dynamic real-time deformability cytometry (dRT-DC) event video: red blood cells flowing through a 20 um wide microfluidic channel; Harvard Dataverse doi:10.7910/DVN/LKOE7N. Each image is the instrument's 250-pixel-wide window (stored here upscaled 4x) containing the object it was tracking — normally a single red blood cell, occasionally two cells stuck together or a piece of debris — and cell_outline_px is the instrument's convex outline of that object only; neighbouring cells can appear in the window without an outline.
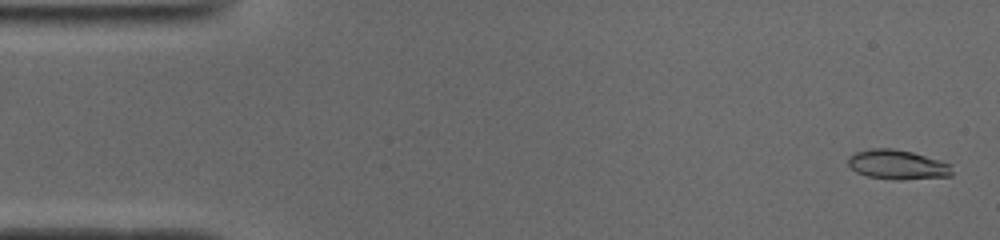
{"species": "common noctule bat (a hibernating species)", "species_latin": "Nyctalus noctula", "temperature_condition": "cold", "stored_images_in_passage": 51, "camera_frame_rate_fps": 3000, "um_per_image_px": 0.085, "animal": {"sex": "male", "body_mass_g": 19.0, "forearm_length_mm": 50.8}, "frame": {"image": 1, "passage_image": 2, "time_ms": 0.333, "image_size_px": [1000, 240], "cell_outline_px": [[952, 176], [900, 180], [896, 180], [868, 176], [856, 172], [848, 164], [848, 156], [856, 152], [872, 148], [892, 148], [912, 152], [940, 160], [952, 164]], "centroid_in_image_um": [76.31, 13.99], "position_along_channel_um": 8.7, "area_um2": 17.98}}
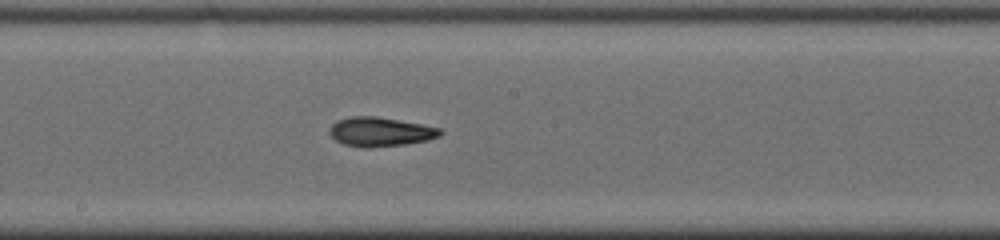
{"frame": {"image": 2, "passage_image": 27, "time_ms": 8.667, "image_size_px": [1000, 240], "cell_outline_px": [[444, 132], [440, 136], [428, 140], [404, 144], [368, 148], [364, 148], [344, 144], [336, 140], [328, 132], [328, 128], [336, 120], [352, 116], [376, 116], [420, 124], [440, 128]], "centroid_in_image_um": [32.3, 11.2], "position_along_channel_um": 215.9, "area_um2": 18.84}}
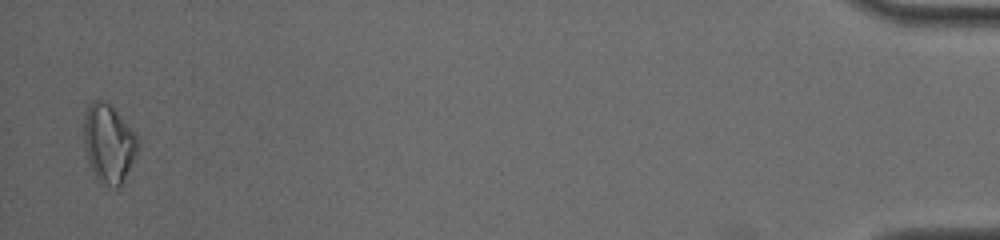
{"frame": {"image": 3, "passage_image": 50, "time_ms": 16.333, "image_size_px": [1000, 240], "cell_outline_px": [[140, 144], [124, 184], [120, 188], [116, 188], [96, 180], [88, 164], [84, 148], [84, 116], [92, 100], [100, 100], [112, 104], [136, 136]], "centroid_in_image_um": [9.24, 12.23], "position_along_channel_um": 426.0, "area_um2": 25.09}, "authors_computed_cell_mechanics": {"area_um2": 18.2648, "velocity_mm_per_s": 3.9377, "shape_relaxation_time_tau1_ms": 6.7563, "shape_relaxation_time_tau2_ms": 4.2006, "deformation_change_tau1": 0.2021, "deformation_change_tau2": 0.1162}}